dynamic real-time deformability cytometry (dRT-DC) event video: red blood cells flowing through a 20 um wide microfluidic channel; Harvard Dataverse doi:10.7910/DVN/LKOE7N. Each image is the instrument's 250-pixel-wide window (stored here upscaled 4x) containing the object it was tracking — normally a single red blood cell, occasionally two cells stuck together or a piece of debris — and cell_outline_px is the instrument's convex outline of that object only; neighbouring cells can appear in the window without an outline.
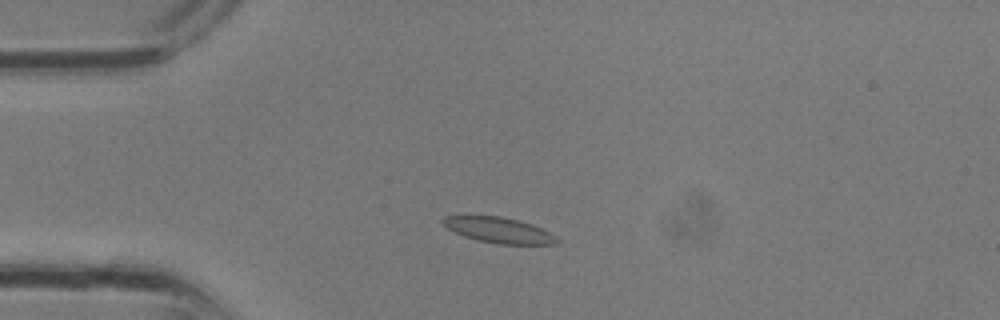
{"species": "common noctule bat (a hibernating species)", "species_latin": "Nyctalus noctula", "temperature_condition": "room temperature", "stored_images_in_passage": 2, "camera_frame_rate_fps": 3000, "um_per_image_px": 0.085, "animal": {"sex": "male", "body_mass_g": 13.3}, "frame": {"image": 1, "passage_image": 2, "time_ms": 0.333, "image_size_px": [1000, 320], "cell_outline_px": [[560, 240], [556, 244], [500, 244], [480, 240], [464, 236], [448, 228], [440, 220], [444, 216], [500, 216], [520, 220], [532, 224], [556, 236]], "centroid_in_image_um": [42.43, 19.55], "position_along_channel_um": 42.6, "area_um2": 16.76}}